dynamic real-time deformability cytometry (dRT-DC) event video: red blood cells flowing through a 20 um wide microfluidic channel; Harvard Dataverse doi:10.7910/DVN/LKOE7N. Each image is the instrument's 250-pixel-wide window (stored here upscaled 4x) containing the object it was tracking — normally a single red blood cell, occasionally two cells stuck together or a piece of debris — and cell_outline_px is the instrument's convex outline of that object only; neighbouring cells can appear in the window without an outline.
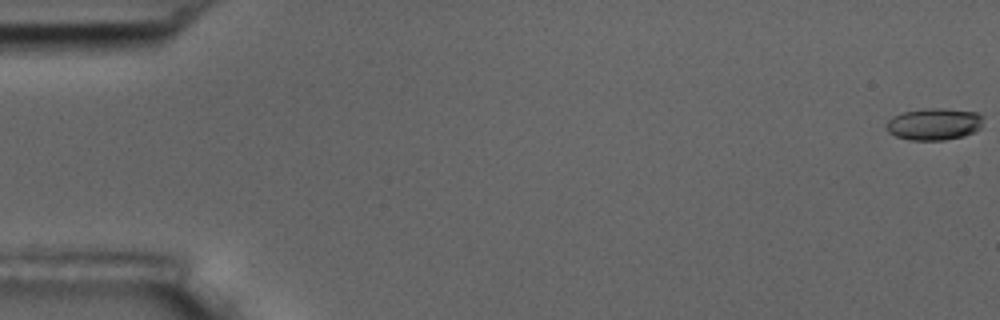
{"species": "common noctule bat (a hibernating species)", "species_latin": "Nyctalus noctula", "temperature_condition": "room temperature", "stored_images_in_passage": 5, "camera_frame_rate_fps": 3000, "um_per_image_px": 0.085, "animal": {"sex": "male", "body_mass_g": 17.5, "forearm_length_mm": 52.3}, "frame": {"image": 1, "passage_image": 1, "time_ms": 0.0, "image_size_px": [1000, 320], "cell_outline_px": [[984, 116], [980, 128], [976, 132], [964, 136], [944, 140], [908, 140], [896, 136], [888, 132], [884, 124], [892, 116], [904, 112], [924, 108], [940, 108], [976, 112]], "centroid_in_image_um": [79.39, 10.55], "position_along_channel_um": 5.6, "area_um2": 18.26}}